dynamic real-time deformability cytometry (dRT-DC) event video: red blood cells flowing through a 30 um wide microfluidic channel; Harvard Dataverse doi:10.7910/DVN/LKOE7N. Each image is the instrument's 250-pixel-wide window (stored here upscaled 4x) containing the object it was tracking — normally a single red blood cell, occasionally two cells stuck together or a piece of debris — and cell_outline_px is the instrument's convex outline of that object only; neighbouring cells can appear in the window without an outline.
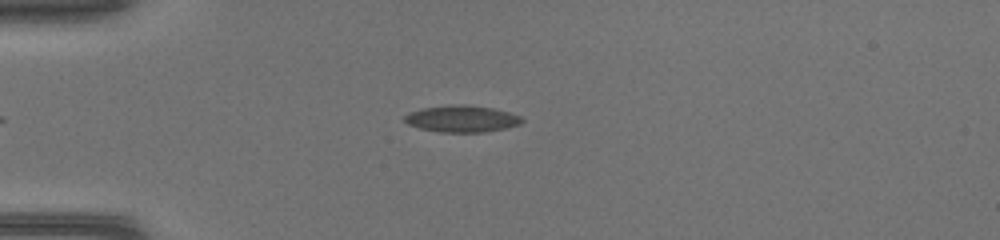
{"species": "common noctule bat (a hibernating species)", "species_latin": "Nyctalus noctula", "temperature_condition": "warm", "stored_images_in_passage": 44, "camera_frame_rate_fps": 3000, "um_per_image_px": 0.085, "animal": {"sex": "female", "body_mass_g": 17.0, "forearm_length_mm": 48.0}, "frame": {"image": 1, "passage_image": 10, "time_ms": 3.0, "image_size_px": [1000, 240], "cell_outline_px": [[524, 120], [520, 124], [504, 128], [484, 132], [440, 132], [420, 128], [408, 124], [404, 120], [404, 116], [408, 112], [424, 108], [448, 104], [464, 104], [492, 108], [508, 112], [520, 116]], "centroid_in_image_um": [39.23, 10.09], "position_along_channel_um": 45.8, "area_um2": 18.21}}
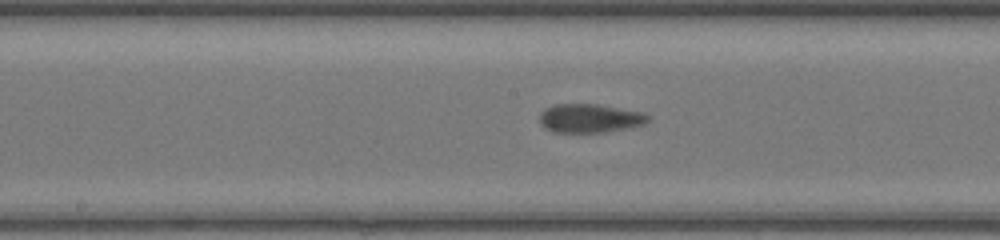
{"frame": {"image": 2, "passage_image": 22, "time_ms": 7.0, "image_size_px": [1000, 240], "cell_outline_px": [[652, 116], [644, 124], [628, 128], [604, 132], [552, 132], [544, 128], [540, 124], [540, 112], [544, 108], [552, 104], [600, 104], [644, 112]], "centroid_in_image_um": [50.13, 10.04], "position_along_channel_um": 198.1, "area_um2": 18.5}}
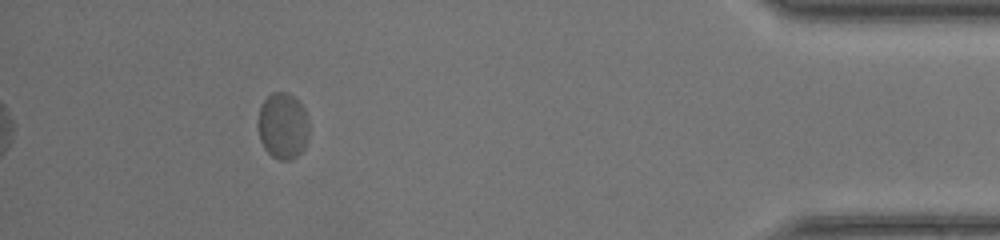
{"frame": {"image": 3, "passage_image": 40, "time_ms": 13.0, "image_size_px": [1000, 240], "cell_outline_px": [[308, 136], [304, 148], [292, 160], [280, 160], [272, 156], [264, 148], [260, 140], [256, 124], [260, 104], [272, 92], [288, 92], [300, 100], [304, 108], [308, 120]], "centroid_in_image_um": [24.02, 10.67], "position_along_channel_um": 411.2, "area_um2": 20.17}}